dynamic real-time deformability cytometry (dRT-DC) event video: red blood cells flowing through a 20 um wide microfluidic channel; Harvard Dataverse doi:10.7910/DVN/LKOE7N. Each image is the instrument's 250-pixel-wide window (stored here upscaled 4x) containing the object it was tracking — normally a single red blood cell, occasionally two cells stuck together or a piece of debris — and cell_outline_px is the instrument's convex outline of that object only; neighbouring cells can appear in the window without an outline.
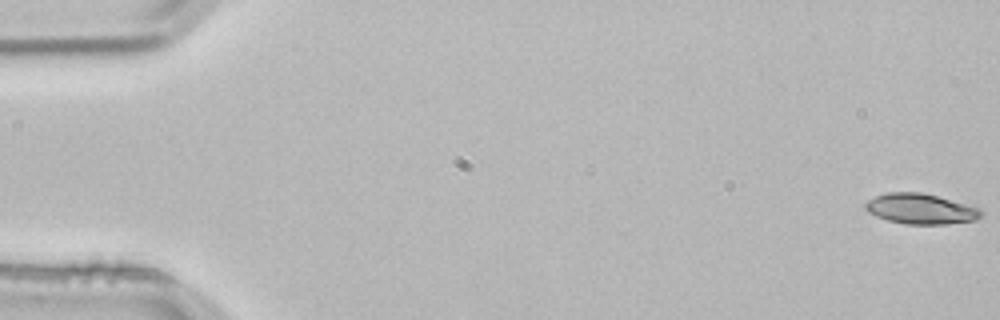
{"species": "common noctule bat (a hibernating species)", "species_latin": "Nyctalus noctula", "temperature_condition": "room temperature", "stored_images_in_passage": 4, "camera_frame_rate_fps": 3000, "um_per_image_px": 0.085, "animal": {"sex": "male", "body_mass_g": 21.5, "forearm_length_mm": 52.0}, "frame": {"image": 1, "passage_image": 1, "time_ms": 0.0, "image_size_px": [1000, 320], "cell_outline_px": [[984, 212], [976, 220], [948, 224], [904, 224], [888, 220], [876, 216], [868, 212], [864, 208], [864, 204], [868, 200], [876, 196], [888, 192], [920, 192], [936, 196], [980, 208]], "centroid_in_image_um": [78.24, 17.76], "position_along_channel_um": 6.8, "area_um2": 20.4}}
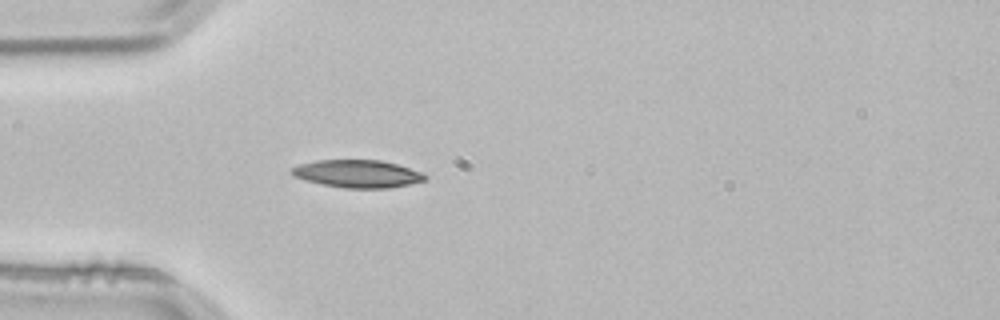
{"frame": {"image": 2, "passage_image": 4, "time_ms": 1.0, "image_size_px": [1000, 320], "cell_outline_px": [[428, 176], [424, 180], [408, 184], [388, 188], [344, 188], [324, 184], [308, 180], [296, 176], [292, 172], [292, 168], [300, 164], [316, 160], [380, 160], [396, 164], [420, 172]], "centroid_in_image_um": [30.41, 14.76], "position_along_channel_um": 54.6, "area_um2": 20.98}}